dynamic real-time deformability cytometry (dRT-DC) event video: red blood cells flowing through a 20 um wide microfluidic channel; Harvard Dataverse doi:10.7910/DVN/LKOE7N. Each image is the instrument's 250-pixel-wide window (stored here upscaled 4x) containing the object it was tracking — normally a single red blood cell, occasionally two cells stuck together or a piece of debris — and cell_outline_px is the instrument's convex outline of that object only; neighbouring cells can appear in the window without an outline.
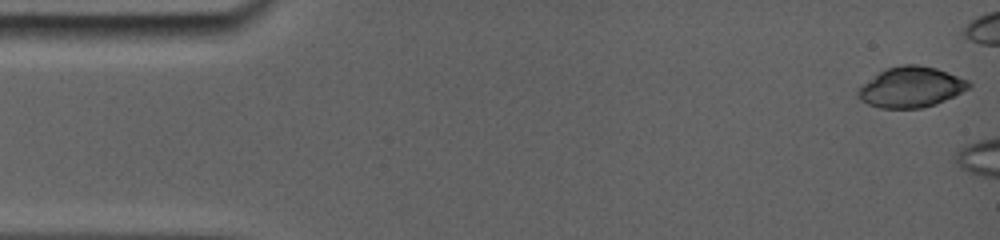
{"species": "common noctule bat (a hibernating species)", "species_latin": "Nyctalus noctula", "temperature_condition": "room temperature", "stored_images_in_passage": 13, "camera_frame_rate_fps": 5000, "um_per_image_px": 0.085, "animal": {"sex": "female", "body_mass_g": 19.0, "forearm_length_mm": 56.7}, "frame": {"image": 1, "passage_image": 1, "time_ms": 0.0, "image_size_px": [1000, 240], "cell_outline_px": [[972, 84], [968, 88], [936, 104], [920, 108], [880, 108], [868, 104], [860, 100], [856, 92], [856, 88], [860, 84], [880, 72], [888, 68], [904, 64], [916, 64], [936, 68], [948, 72], [968, 80]], "centroid_in_image_um": [77.38, 7.4], "position_along_channel_um": 7.6, "area_um2": 26.07}}